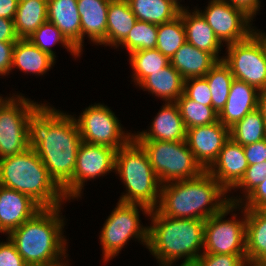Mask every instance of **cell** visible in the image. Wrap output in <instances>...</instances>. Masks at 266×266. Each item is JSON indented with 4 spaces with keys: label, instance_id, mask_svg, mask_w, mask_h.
Masks as SVG:
<instances>
[{
    "label": "cell",
    "instance_id": "6da1fadb",
    "mask_svg": "<svg viewBox=\"0 0 266 266\" xmlns=\"http://www.w3.org/2000/svg\"><path fill=\"white\" fill-rule=\"evenodd\" d=\"M82 142L75 117L42 104L31 123V147L62 189L73 177Z\"/></svg>",
    "mask_w": 266,
    "mask_h": 266
},
{
    "label": "cell",
    "instance_id": "7a4b0ae2",
    "mask_svg": "<svg viewBox=\"0 0 266 266\" xmlns=\"http://www.w3.org/2000/svg\"><path fill=\"white\" fill-rule=\"evenodd\" d=\"M226 193L228 191L204 171L193 179L162 184L157 209L170 218L206 221L230 204Z\"/></svg>",
    "mask_w": 266,
    "mask_h": 266
},
{
    "label": "cell",
    "instance_id": "3957f363",
    "mask_svg": "<svg viewBox=\"0 0 266 266\" xmlns=\"http://www.w3.org/2000/svg\"><path fill=\"white\" fill-rule=\"evenodd\" d=\"M60 212L61 206L42 208L8 234L28 266H68L63 262L67 239L62 236L65 218Z\"/></svg>",
    "mask_w": 266,
    "mask_h": 266
},
{
    "label": "cell",
    "instance_id": "277c9868",
    "mask_svg": "<svg viewBox=\"0 0 266 266\" xmlns=\"http://www.w3.org/2000/svg\"><path fill=\"white\" fill-rule=\"evenodd\" d=\"M147 248L161 266H171L183 259L181 265H192L204 248V225L200 219L170 218L157 208L150 213Z\"/></svg>",
    "mask_w": 266,
    "mask_h": 266
},
{
    "label": "cell",
    "instance_id": "5b68a950",
    "mask_svg": "<svg viewBox=\"0 0 266 266\" xmlns=\"http://www.w3.org/2000/svg\"><path fill=\"white\" fill-rule=\"evenodd\" d=\"M0 185L29 196L41 208L59 207L67 200L32 147L0 159Z\"/></svg>",
    "mask_w": 266,
    "mask_h": 266
},
{
    "label": "cell",
    "instance_id": "8992f818",
    "mask_svg": "<svg viewBox=\"0 0 266 266\" xmlns=\"http://www.w3.org/2000/svg\"><path fill=\"white\" fill-rule=\"evenodd\" d=\"M115 172L127 190L119 201L142 204L151 210L158 207L161 184L146 151L134 138L116 151Z\"/></svg>",
    "mask_w": 266,
    "mask_h": 266
},
{
    "label": "cell",
    "instance_id": "52a82bcc",
    "mask_svg": "<svg viewBox=\"0 0 266 266\" xmlns=\"http://www.w3.org/2000/svg\"><path fill=\"white\" fill-rule=\"evenodd\" d=\"M146 151L160 184L193 179L205 170L186 141L136 140Z\"/></svg>",
    "mask_w": 266,
    "mask_h": 266
},
{
    "label": "cell",
    "instance_id": "ba28073f",
    "mask_svg": "<svg viewBox=\"0 0 266 266\" xmlns=\"http://www.w3.org/2000/svg\"><path fill=\"white\" fill-rule=\"evenodd\" d=\"M7 98L0 96V159L21 154L31 147V123L42 105L23 95Z\"/></svg>",
    "mask_w": 266,
    "mask_h": 266
},
{
    "label": "cell",
    "instance_id": "9c48e42d",
    "mask_svg": "<svg viewBox=\"0 0 266 266\" xmlns=\"http://www.w3.org/2000/svg\"><path fill=\"white\" fill-rule=\"evenodd\" d=\"M138 207L144 214L150 215L151 209L145 205L118 201L106 219L99 237L104 262L117 256L131 238H137L147 247L149 227L140 224Z\"/></svg>",
    "mask_w": 266,
    "mask_h": 266
},
{
    "label": "cell",
    "instance_id": "30bf717a",
    "mask_svg": "<svg viewBox=\"0 0 266 266\" xmlns=\"http://www.w3.org/2000/svg\"><path fill=\"white\" fill-rule=\"evenodd\" d=\"M222 61L234 79L244 81L259 91L266 89V45L255 31L248 39L227 45Z\"/></svg>",
    "mask_w": 266,
    "mask_h": 266
},
{
    "label": "cell",
    "instance_id": "8fae6325",
    "mask_svg": "<svg viewBox=\"0 0 266 266\" xmlns=\"http://www.w3.org/2000/svg\"><path fill=\"white\" fill-rule=\"evenodd\" d=\"M242 210L244 218L223 220L234 209ZM202 253L211 254H246V209L239 204L230 203L220 213L205 221L204 248Z\"/></svg>",
    "mask_w": 266,
    "mask_h": 266
},
{
    "label": "cell",
    "instance_id": "7c38bea8",
    "mask_svg": "<svg viewBox=\"0 0 266 266\" xmlns=\"http://www.w3.org/2000/svg\"><path fill=\"white\" fill-rule=\"evenodd\" d=\"M83 142L104 145L116 150L125 146L132 138V133H125L121 123L105 105H91L75 118ZM132 134V135H131Z\"/></svg>",
    "mask_w": 266,
    "mask_h": 266
},
{
    "label": "cell",
    "instance_id": "4fadbf2b",
    "mask_svg": "<svg viewBox=\"0 0 266 266\" xmlns=\"http://www.w3.org/2000/svg\"><path fill=\"white\" fill-rule=\"evenodd\" d=\"M116 149L81 142L72 179L62 188L66 199L81 197L84 182L115 170Z\"/></svg>",
    "mask_w": 266,
    "mask_h": 266
},
{
    "label": "cell",
    "instance_id": "5bb4252c",
    "mask_svg": "<svg viewBox=\"0 0 266 266\" xmlns=\"http://www.w3.org/2000/svg\"><path fill=\"white\" fill-rule=\"evenodd\" d=\"M198 11L220 42H225L226 45L244 41L256 31L250 26L253 18L228 1L211 0L205 11Z\"/></svg>",
    "mask_w": 266,
    "mask_h": 266
},
{
    "label": "cell",
    "instance_id": "9a60e30c",
    "mask_svg": "<svg viewBox=\"0 0 266 266\" xmlns=\"http://www.w3.org/2000/svg\"><path fill=\"white\" fill-rule=\"evenodd\" d=\"M229 138L230 129L218 120L210 125L187 129L185 141L196 161L206 171Z\"/></svg>",
    "mask_w": 266,
    "mask_h": 266
},
{
    "label": "cell",
    "instance_id": "2e32d148",
    "mask_svg": "<svg viewBox=\"0 0 266 266\" xmlns=\"http://www.w3.org/2000/svg\"><path fill=\"white\" fill-rule=\"evenodd\" d=\"M248 166L243 146L230 137L206 171L227 191H231L243 178Z\"/></svg>",
    "mask_w": 266,
    "mask_h": 266
},
{
    "label": "cell",
    "instance_id": "e0dca14e",
    "mask_svg": "<svg viewBox=\"0 0 266 266\" xmlns=\"http://www.w3.org/2000/svg\"><path fill=\"white\" fill-rule=\"evenodd\" d=\"M42 208L29 196L0 185V232L7 235Z\"/></svg>",
    "mask_w": 266,
    "mask_h": 266
},
{
    "label": "cell",
    "instance_id": "ac0fdd59",
    "mask_svg": "<svg viewBox=\"0 0 266 266\" xmlns=\"http://www.w3.org/2000/svg\"><path fill=\"white\" fill-rule=\"evenodd\" d=\"M151 128V129H150ZM149 131L133 134L135 140L184 141L187 129L175 102L163 105Z\"/></svg>",
    "mask_w": 266,
    "mask_h": 266
},
{
    "label": "cell",
    "instance_id": "d6986e66",
    "mask_svg": "<svg viewBox=\"0 0 266 266\" xmlns=\"http://www.w3.org/2000/svg\"><path fill=\"white\" fill-rule=\"evenodd\" d=\"M259 90L244 81L234 79L224 108L218 114V120L231 128L249 112L258 108Z\"/></svg>",
    "mask_w": 266,
    "mask_h": 266
},
{
    "label": "cell",
    "instance_id": "ffe728a7",
    "mask_svg": "<svg viewBox=\"0 0 266 266\" xmlns=\"http://www.w3.org/2000/svg\"><path fill=\"white\" fill-rule=\"evenodd\" d=\"M48 21L81 53V22L77 0H47Z\"/></svg>",
    "mask_w": 266,
    "mask_h": 266
},
{
    "label": "cell",
    "instance_id": "44dd1931",
    "mask_svg": "<svg viewBox=\"0 0 266 266\" xmlns=\"http://www.w3.org/2000/svg\"><path fill=\"white\" fill-rule=\"evenodd\" d=\"M185 8L180 10L179 15L184 23L186 42L199 50L210 53L217 61H221L223 57L219 58L218 53L221 51L223 43L216 37L213 29L197 8L192 14L188 8Z\"/></svg>",
    "mask_w": 266,
    "mask_h": 266
},
{
    "label": "cell",
    "instance_id": "7402d4cb",
    "mask_svg": "<svg viewBox=\"0 0 266 266\" xmlns=\"http://www.w3.org/2000/svg\"><path fill=\"white\" fill-rule=\"evenodd\" d=\"M110 0H77L81 22L82 46L85 35L98 45L106 46L107 13Z\"/></svg>",
    "mask_w": 266,
    "mask_h": 266
},
{
    "label": "cell",
    "instance_id": "603a6c76",
    "mask_svg": "<svg viewBox=\"0 0 266 266\" xmlns=\"http://www.w3.org/2000/svg\"><path fill=\"white\" fill-rule=\"evenodd\" d=\"M217 62L210 53L187 42L170 59V64L185 80L204 77Z\"/></svg>",
    "mask_w": 266,
    "mask_h": 266
},
{
    "label": "cell",
    "instance_id": "cb8c5ba5",
    "mask_svg": "<svg viewBox=\"0 0 266 266\" xmlns=\"http://www.w3.org/2000/svg\"><path fill=\"white\" fill-rule=\"evenodd\" d=\"M55 58L40 50L27 38H20L13 48L12 68L43 75L54 65Z\"/></svg>",
    "mask_w": 266,
    "mask_h": 266
},
{
    "label": "cell",
    "instance_id": "d4e9b609",
    "mask_svg": "<svg viewBox=\"0 0 266 266\" xmlns=\"http://www.w3.org/2000/svg\"><path fill=\"white\" fill-rule=\"evenodd\" d=\"M185 79L169 63L161 71L151 73L139 86L166 102H176L183 94Z\"/></svg>",
    "mask_w": 266,
    "mask_h": 266
},
{
    "label": "cell",
    "instance_id": "484cf974",
    "mask_svg": "<svg viewBox=\"0 0 266 266\" xmlns=\"http://www.w3.org/2000/svg\"><path fill=\"white\" fill-rule=\"evenodd\" d=\"M246 257L248 266L266 261V212L246 209Z\"/></svg>",
    "mask_w": 266,
    "mask_h": 266
},
{
    "label": "cell",
    "instance_id": "4316f807",
    "mask_svg": "<svg viewBox=\"0 0 266 266\" xmlns=\"http://www.w3.org/2000/svg\"><path fill=\"white\" fill-rule=\"evenodd\" d=\"M137 18L127 0H110L107 13L106 45L117 48L132 30Z\"/></svg>",
    "mask_w": 266,
    "mask_h": 266
},
{
    "label": "cell",
    "instance_id": "83f0119b",
    "mask_svg": "<svg viewBox=\"0 0 266 266\" xmlns=\"http://www.w3.org/2000/svg\"><path fill=\"white\" fill-rule=\"evenodd\" d=\"M137 20L160 25L179 16L181 8L172 0H127Z\"/></svg>",
    "mask_w": 266,
    "mask_h": 266
},
{
    "label": "cell",
    "instance_id": "f1b7e54d",
    "mask_svg": "<svg viewBox=\"0 0 266 266\" xmlns=\"http://www.w3.org/2000/svg\"><path fill=\"white\" fill-rule=\"evenodd\" d=\"M48 20L47 0L19 1L14 18L19 38H28Z\"/></svg>",
    "mask_w": 266,
    "mask_h": 266
},
{
    "label": "cell",
    "instance_id": "f546056e",
    "mask_svg": "<svg viewBox=\"0 0 266 266\" xmlns=\"http://www.w3.org/2000/svg\"><path fill=\"white\" fill-rule=\"evenodd\" d=\"M212 94V107L219 114L227 102L234 77L230 68L221 60L204 76Z\"/></svg>",
    "mask_w": 266,
    "mask_h": 266
},
{
    "label": "cell",
    "instance_id": "4dcf8cb0",
    "mask_svg": "<svg viewBox=\"0 0 266 266\" xmlns=\"http://www.w3.org/2000/svg\"><path fill=\"white\" fill-rule=\"evenodd\" d=\"M230 137L245 146L266 139V125L258 108L230 128Z\"/></svg>",
    "mask_w": 266,
    "mask_h": 266
},
{
    "label": "cell",
    "instance_id": "1f68e13d",
    "mask_svg": "<svg viewBox=\"0 0 266 266\" xmlns=\"http://www.w3.org/2000/svg\"><path fill=\"white\" fill-rule=\"evenodd\" d=\"M130 55V64L133 67V80L139 85L146 77L156 71H161L170 60L156 48L134 51Z\"/></svg>",
    "mask_w": 266,
    "mask_h": 266
},
{
    "label": "cell",
    "instance_id": "d6a6232c",
    "mask_svg": "<svg viewBox=\"0 0 266 266\" xmlns=\"http://www.w3.org/2000/svg\"><path fill=\"white\" fill-rule=\"evenodd\" d=\"M175 103L178 105L186 129L210 125L218 121V114L212 106L197 103L184 93Z\"/></svg>",
    "mask_w": 266,
    "mask_h": 266
},
{
    "label": "cell",
    "instance_id": "836d02e7",
    "mask_svg": "<svg viewBox=\"0 0 266 266\" xmlns=\"http://www.w3.org/2000/svg\"><path fill=\"white\" fill-rule=\"evenodd\" d=\"M184 43H186V35L180 15L170 22L158 25L156 49L169 60Z\"/></svg>",
    "mask_w": 266,
    "mask_h": 266
},
{
    "label": "cell",
    "instance_id": "e575fe53",
    "mask_svg": "<svg viewBox=\"0 0 266 266\" xmlns=\"http://www.w3.org/2000/svg\"><path fill=\"white\" fill-rule=\"evenodd\" d=\"M27 39L40 50L48 53L54 58H56V56L51 47L57 43H61L63 47L68 49L72 56L74 55V57L76 56L77 58L81 55V53L68 41L62 32L48 20L40 25Z\"/></svg>",
    "mask_w": 266,
    "mask_h": 266
},
{
    "label": "cell",
    "instance_id": "d590c367",
    "mask_svg": "<svg viewBox=\"0 0 266 266\" xmlns=\"http://www.w3.org/2000/svg\"><path fill=\"white\" fill-rule=\"evenodd\" d=\"M158 25L137 20L126 38L119 44L129 54L134 51L156 48Z\"/></svg>",
    "mask_w": 266,
    "mask_h": 266
},
{
    "label": "cell",
    "instance_id": "8d00e7d4",
    "mask_svg": "<svg viewBox=\"0 0 266 266\" xmlns=\"http://www.w3.org/2000/svg\"><path fill=\"white\" fill-rule=\"evenodd\" d=\"M192 266H248L246 254L202 253Z\"/></svg>",
    "mask_w": 266,
    "mask_h": 266
},
{
    "label": "cell",
    "instance_id": "74e56055",
    "mask_svg": "<svg viewBox=\"0 0 266 266\" xmlns=\"http://www.w3.org/2000/svg\"><path fill=\"white\" fill-rule=\"evenodd\" d=\"M183 93L197 103L212 106L211 89L204 77L186 79Z\"/></svg>",
    "mask_w": 266,
    "mask_h": 266
},
{
    "label": "cell",
    "instance_id": "f35d334b",
    "mask_svg": "<svg viewBox=\"0 0 266 266\" xmlns=\"http://www.w3.org/2000/svg\"><path fill=\"white\" fill-rule=\"evenodd\" d=\"M266 178V161L249 165L240 182L233 188H243L244 198Z\"/></svg>",
    "mask_w": 266,
    "mask_h": 266
},
{
    "label": "cell",
    "instance_id": "ab89813d",
    "mask_svg": "<svg viewBox=\"0 0 266 266\" xmlns=\"http://www.w3.org/2000/svg\"><path fill=\"white\" fill-rule=\"evenodd\" d=\"M244 199H238L237 197L235 199V197H230L229 202L232 204H239L241 206H244L245 209H264L266 207V178ZM242 200L243 202H245L243 203Z\"/></svg>",
    "mask_w": 266,
    "mask_h": 266
},
{
    "label": "cell",
    "instance_id": "60d3db41",
    "mask_svg": "<svg viewBox=\"0 0 266 266\" xmlns=\"http://www.w3.org/2000/svg\"><path fill=\"white\" fill-rule=\"evenodd\" d=\"M0 266H28L9 238L0 243Z\"/></svg>",
    "mask_w": 266,
    "mask_h": 266
},
{
    "label": "cell",
    "instance_id": "b9f144b4",
    "mask_svg": "<svg viewBox=\"0 0 266 266\" xmlns=\"http://www.w3.org/2000/svg\"><path fill=\"white\" fill-rule=\"evenodd\" d=\"M243 149L249 165L266 161V139L245 145Z\"/></svg>",
    "mask_w": 266,
    "mask_h": 266
},
{
    "label": "cell",
    "instance_id": "7bdbcfd3",
    "mask_svg": "<svg viewBox=\"0 0 266 266\" xmlns=\"http://www.w3.org/2000/svg\"><path fill=\"white\" fill-rule=\"evenodd\" d=\"M14 45L15 42L0 41V75H9L11 71Z\"/></svg>",
    "mask_w": 266,
    "mask_h": 266
},
{
    "label": "cell",
    "instance_id": "ee69618b",
    "mask_svg": "<svg viewBox=\"0 0 266 266\" xmlns=\"http://www.w3.org/2000/svg\"><path fill=\"white\" fill-rule=\"evenodd\" d=\"M19 39L15 30L14 20L0 18V41L16 42Z\"/></svg>",
    "mask_w": 266,
    "mask_h": 266
},
{
    "label": "cell",
    "instance_id": "f6af8a7d",
    "mask_svg": "<svg viewBox=\"0 0 266 266\" xmlns=\"http://www.w3.org/2000/svg\"><path fill=\"white\" fill-rule=\"evenodd\" d=\"M235 7L244 10L249 16L254 18L257 11L260 9V0H225Z\"/></svg>",
    "mask_w": 266,
    "mask_h": 266
},
{
    "label": "cell",
    "instance_id": "bcb514c9",
    "mask_svg": "<svg viewBox=\"0 0 266 266\" xmlns=\"http://www.w3.org/2000/svg\"><path fill=\"white\" fill-rule=\"evenodd\" d=\"M19 0H0V18L14 20Z\"/></svg>",
    "mask_w": 266,
    "mask_h": 266
},
{
    "label": "cell",
    "instance_id": "7dc6e473",
    "mask_svg": "<svg viewBox=\"0 0 266 266\" xmlns=\"http://www.w3.org/2000/svg\"><path fill=\"white\" fill-rule=\"evenodd\" d=\"M258 109L260 110L266 125V89L259 91Z\"/></svg>",
    "mask_w": 266,
    "mask_h": 266
},
{
    "label": "cell",
    "instance_id": "c3c4849f",
    "mask_svg": "<svg viewBox=\"0 0 266 266\" xmlns=\"http://www.w3.org/2000/svg\"><path fill=\"white\" fill-rule=\"evenodd\" d=\"M256 32L263 38L265 45H266V34L258 30Z\"/></svg>",
    "mask_w": 266,
    "mask_h": 266
},
{
    "label": "cell",
    "instance_id": "681fc988",
    "mask_svg": "<svg viewBox=\"0 0 266 266\" xmlns=\"http://www.w3.org/2000/svg\"><path fill=\"white\" fill-rule=\"evenodd\" d=\"M250 266H266V261H264V262H258V263H255L253 265H250Z\"/></svg>",
    "mask_w": 266,
    "mask_h": 266
},
{
    "label": "cell",
    "instance_id": "f907efd6",
    "mask_svg": "<svg viewBox=\"0 0 266 266\" xmlns=\"http://www.w3.org/2000/svg\"><path fill=\"white\" fill-rule=\"evenodd\" d=\"M177 6H179L181 9L183 8L182 5H180V2L178 0H172Z\"/></svg>",
    "mask_w": 266,
    "mask_h": 266
}]
</instances>
